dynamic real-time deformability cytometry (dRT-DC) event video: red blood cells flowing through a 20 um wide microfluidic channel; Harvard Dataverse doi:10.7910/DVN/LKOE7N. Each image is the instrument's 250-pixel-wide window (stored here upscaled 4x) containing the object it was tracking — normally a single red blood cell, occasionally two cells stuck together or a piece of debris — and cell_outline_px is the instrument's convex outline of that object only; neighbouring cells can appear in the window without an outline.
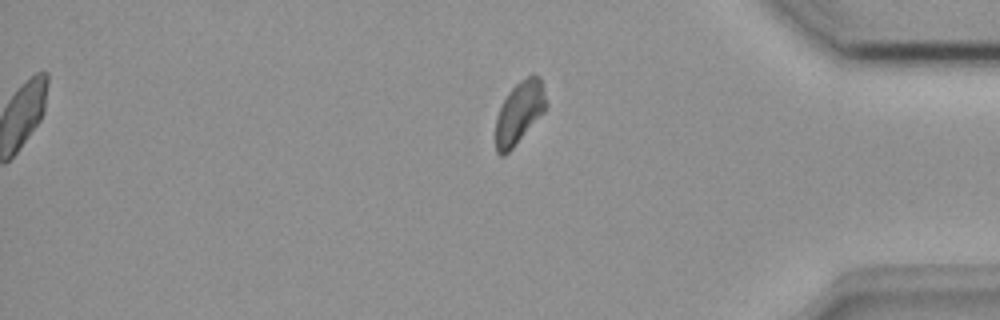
{"species": "common noctule bat (a hibernating species)", "species_latin": "Nyctalus noctula", "temperature_condition": "room temperature", "stored_images_in_passage": 42, "camera_frame_rate_fps": 3000, "um_per_image_px": 0.085, "animal": {"sex": "female", "body_mass_g": 18.4}, "frame": {"image": 1, "passage_image": 42, "time_ms": 13.667, "image_size_px": [1000, 320], "cell_outline_px": [[548, 104], [544, 112], [512, 148], [504, 156], [500, 156], [496, 152], [496, 120], [500, 108], [508, 92], [520, 80], [532, 72], [540, 76]], "centroid_in_image_um": [44.17, 9.53], "position_along_channel_um": 391.0, "area_um2": 18.32}}